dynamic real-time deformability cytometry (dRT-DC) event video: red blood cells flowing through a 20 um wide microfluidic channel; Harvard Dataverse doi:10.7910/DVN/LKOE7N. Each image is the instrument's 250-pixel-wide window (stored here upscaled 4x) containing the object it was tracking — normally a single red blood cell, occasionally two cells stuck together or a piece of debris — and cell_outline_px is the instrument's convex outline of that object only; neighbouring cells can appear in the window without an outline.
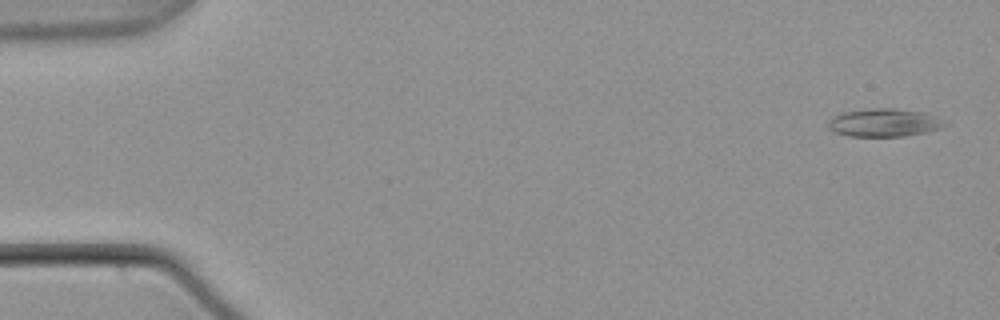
{"species": "common noctule bat (a hibernating species)", "species_latin": "Nyctalus noctula", "temperature_condition": "warm", "stored_images_in_passage": 54, "camera_frame_rate_fps": 3000, "um_per_image_px": 0.085, "animal": {"sex": "male", "body_mass_g": 21.5, "forearm_length_mm": 52.0}, "frame": {"image": 1, "passage_image": 2, "time_ms": 0.333, "image_size_px": [1000, 320], "cell_outline_px": [[948, 124], [940, 128], [928, 132], [904, 136], [848, 136], [836, 132], [828, 128], [828, 120], [832, 116], [844, 112], [872, 108], [896, 108], [924, 112]], "centroid_in_image_um": [75.12, 10.42], "position_along_channel_um": 9.9, "area_um2": 18.96}}
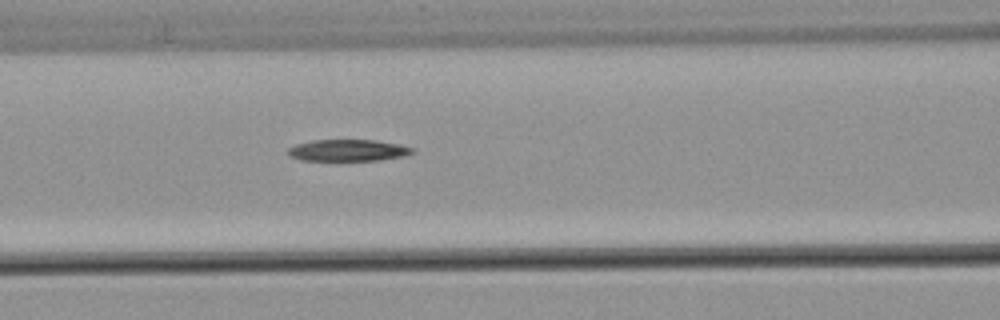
{"frame": {"image": 2, "passage_image": 23, "time_ms": 7.333, "image_size_px": [1000, 320], "cell_outline_px": [[416, 152], [404, 156], [380, 160], [300, 160], [288, 156], [288, 148], [296, 144], [312, 140], [376, 140], [416, 148]], "centroid_in_image_um": [29.59, 12.78], "position_along_channel_um": 137.0, "area_um2": 15.72}}
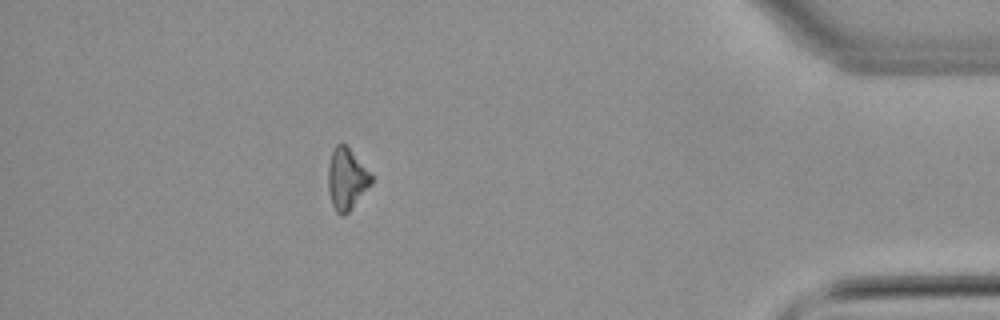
{"frame": {"image": 3, "passage_image": 48, "time_ms": 15.667, "image_size_px": [1000, 320], "cell_outline_px": [[372, 184], [352, 208], [344, 216], [340, 216], [336, 212], [332, 204], [328, 192], [328, 164], [332, 152], [336, 144], [344, 144], [372, 172]], "centroid_in_image_um": [29.47, 15.24], "position_along_channel_um": 405.7, "area_um2": 15.61}}